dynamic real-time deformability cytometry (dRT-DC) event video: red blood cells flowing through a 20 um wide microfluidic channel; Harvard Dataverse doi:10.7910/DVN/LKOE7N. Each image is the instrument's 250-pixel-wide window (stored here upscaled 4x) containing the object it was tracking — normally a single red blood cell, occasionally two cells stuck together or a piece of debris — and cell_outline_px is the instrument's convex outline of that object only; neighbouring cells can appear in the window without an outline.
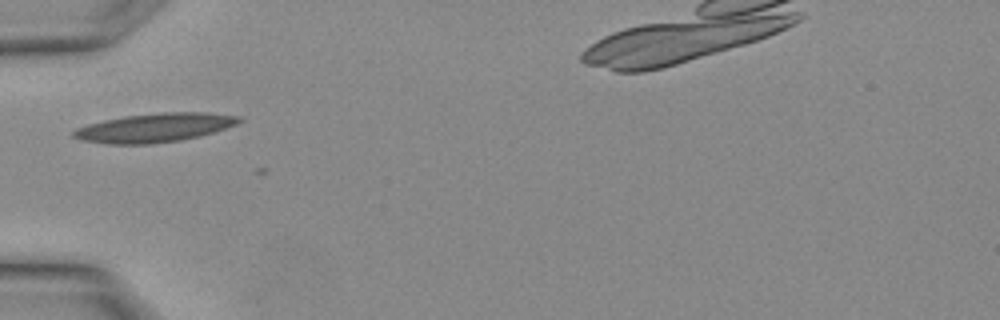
{"species": "Egyptian fruit bat (a non-hibernating species)", "species_latin": "Rousettus aegyptiacus", "temperature_condition": "warm", "stored_images_in_passage": 7, "camera_frame_rate_fps": 3000, "um_per_image_px": 0.085, "animal": {"sex": "female"}, "frame": {"image": 1, "passage_image": 2, "time_ms": 0.333, "image_size_px": [1000, 320], "cell_outline_px": [[244, 120], [236, 124], [200, 136], [180, 140], [148, 144], [108, 144], [84, 140], [72, 136], [72, 132], [76, 128], [88, 124], [104, 120], [124, 116], [164, 112], [208, 112], [240, 116]], "centroid_in_image_um": [13.16, 10.84], "position_along_channel_um": 71.8, "area_um2": 27.69}}
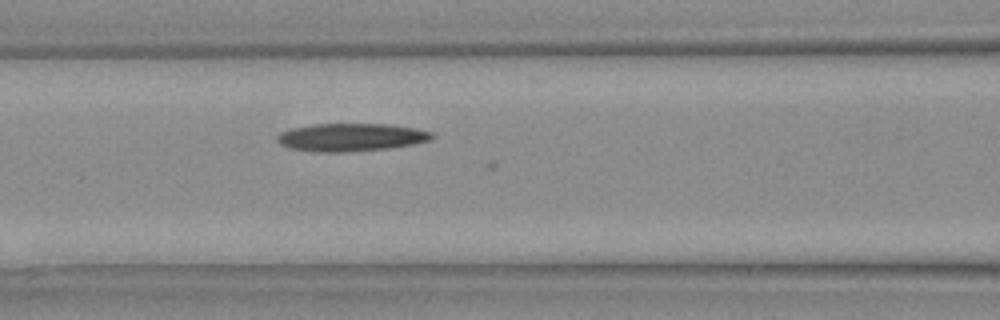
{"frame": {"image": 2, "passage_image": 5, "time_ms": 1.333, "image_size_px": [1000, 320], "cell_outline_px": [[436, 136], [428, 140], [412, 144], [388, 148], [340, 152], [316, 152], [292, 148], [280, 144], [276, 140], [276, 136], [280, 132], [292, 128], [312, 124], [388, 124], [416, 128], [432, 132]], "centroid_in_image_um": [29.82, 11.66], "position_along_channel_um": 136.8, "area_um2": 25.03}}